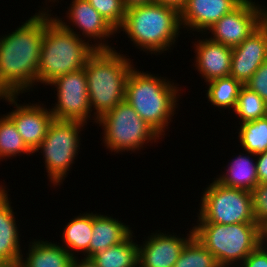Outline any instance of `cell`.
Segmentation results:
<instances>
[{"mask_svg": "<svg viewBox=\"0 0 267 267\" xmlns=\"http://www.w3.org/2000/svg\"><path fill=\"white\" fill-rule=\"evenodd\" d=\"M117 31L123 24L126 8L122 0H87Z\"/></svg>", "mask_w": 267, "mask_h": 267, "instance_id": "f1b7e54d", "label": "cell"}, {"mask_svg": "<svg viewBox=\"0 0 267 267\" xmlns=\"http://www.w3.org/2000/svg\"><path fill=\"white\" fill-rule=\"evenodd\" d=\"M96 124L102 130V146L114 155L124 152L137 154L149 144L153 146V143L163 141L126 101L100 116Z\"/></svg>", "mask_w": 267, "mask_h": 267, "instance_id": "52a82bcc", "label": "cell"}, {"mask_svg": "<svg viewBox=\"0 0 267 267\" xmlns=\"http://www.w3.org/2000/svg\"><path fill=\"white\" fill-rule=\"evenodd\" d=\"M193 235L221 267H238L263 242L257 223H192Z\"/></svg>", "mask_w": 267, "mask_h": 267, "instance_id": "8992f818", "label": "cell"}, {"mask_svg": "<svg viewBox=\"0 0 267 267\" xmlns=\"http://www.w3.org/2000/svg\"><path fill=\"white\" fill-rule=\"evenodd\" d=\"M87 124L77 120L54 119L50 124L45 139L33 151L43 156L44 172H47L48 186H62L71 173L72 165L80 154L81 132ZM38 153V154H37ZM41 153V154H40ZM79 153V154H78ZM70 171V172H69ZM62 184V185H61ZM52 185V186H51Z\"/></svg>", "mask_w": 267, "mask_h": 267, "instance_id": "ba28073f", "label": "cell"}, {"mask_svg": "<svg viewBox=\"0 0 267 267\" xmlns=\"http://www.w3.org/2000/svg\"><path fill=\"white\" fill-rule=\"evenodd\" d=\"M238 125L267 116V103L255 92L243 85L240 89L235 109L231 111Z\"/></svg>", "mask_w": 267, "mask_h": 267, "instance_id": "4316f807", "label": "cell"}, {"mask_svg": "<svg viewBox=\"0 0 267 267\" xmlns=\"http://www.w3.org/2000/svg\"><path fill=\"white\" fill-rule=\"evenodd\" d=\"M238 267H267V245L262 242Z\"/></svg>", "mask_w": 267, "mask_h": 267, "instance_id": "1f68e13d", "label": "cell"}, {"mask_svg": "<svg viewBox=\"0 0 267 267\" xmlns=\"http://www.w3.org/2000/svg\"><path fill=\"white\" fill-rule=\"evenodd\" d=\"M241 152L232 155L234 158L228 160L225 168L222 167L224 172L220 171L221 174L214 178L224 186L252 192L259 185L256 155L243 149Z\"/></svg>", "mask_w": 267, "mask_h": 267, "instance_id": "44dd1931", "label": "cell"}, {"mask_svg": "<svg viewBox=\"0 0 267 267\" xmlns=\"http://www.w3.org/2000/svg\"><path fill=\"white\" fill-rule=\"evenodd\" d=\"M267 60V27L262 24L239 45L232 47L230 76L245 85Z\"/></svg>", "mask_w": 267, "mask_h": 267, "instance_id": "e0dca14e", "label": "cell"}, {"mask_svg": "<svg viewBox=\"0 0 267 267\" xmlns=\"http://www.w3.org/2000/svg\"><path fill=\"white\" fill-rule=\"evenodd\" d=\"M47 86L51 87L54 94L57 92L54 96L56 102L52 103V106L49 105L54 119L77 120L85 124L93 122L96 126L91 113L84 68L61 75Z\"/></svg>", "mask_w": 267, "mask_h": 267, "instance_id": "8fae6325", "label": "cell"}, {"mask_svg": "<svg viewBox=\"0 0 267 267\" xmlns=\"http://www.w3.org/2000/svg\"><path fill=\"white\" fill-rule=\"evenodd\" d=\"M70 267H97L91 259L76 257Z\"/></svg>", "mask_w": 267, "mask_h": 267, "instance_id": "e575fe53", "label": "cell"}, {"mask_svg": "<svg viewBox=\"0 0 267 267\" xmlns=\"http://www.w3.org/2000/svg\"><path fill=\"white\" fill-rule=\"evenodd\" d=\"M263 10V24L267 27V7L262 5Z\"/></svg>", "mask_w": 267, "mask_h": 267, "instance_id": "74e56055", "label": "cell"}, {"mask_svg": "<svg viewBox=\"0 0 267 267\" xmlns=\"http://www.w3.org/2000/svg\"><path fill=\"white\" fill-rule=\"evenodd\" d=\"M0 267H21L19 262L0 263Z\"/></svg>", "mask_w": 267, "mask_h": 267, "instance_id": "8d00e7d4", "label": "cell"}, {"mask_svg": "<svg viewBox=\"0 0 267 267\" xmlns=\"http://www.w3.org/2000/svg\"><path fill=\"white\" fill-rule=\"evenodd\" d=\"M259 3L261 1L244 0L212 25L205 32L206 36L229 47L239 45L263 24L262 4Z\"/></svg>", "mask_w": 267, "mask_h": 267, "instance_id": "7c38bea8", "label": "cell"}, {"mask_svg": "<svg viewBox=\"0 0 267 267\" xmlns=\"http://www.w3.org/2000/svg\"><path fill=\"white\" fill-rule=\"evenodd\" d=\"M134 234L133 232L122 243L100 251L90 259L97 267H138L139 247Z\"/></svg>", "mask_w": 267, "mask_h": 267, "instance_id": "603a6c76", "label": "cell"}, {"mask_svg": "<svg viewBox=\"0 0 267 267\" xmlns=\"http://www.w3.org/2000/svg\"><path fill=\"white\" fill-rule=\"evenodd\" d=\"M20 95H3L0 101L13 106L5 114L14 122L16 129L27 147L33 152L45 139L48 128L54 117L46 102L20 103ZM45 104V105H44ZM48 106V108H47Z\"/></svg>", "mask_w": 267, "mask_h": 267, "instance_id": "4fadbf2b", "label": "cell"}, {"mask_svg": "<svg viewBox=\"0 0 267 267\" xmlns=\"http://www.w3.org/2000/svg\"><path fill=\"white\" fill-rule=\"evenodd\" d=\"M74 217V218H73ZM67 225H64L62 236L59 241L74 258L80 257L89 259V245L93 229V212H83L73 216ZM77 253V254H76Z\"/></svg>", "mask_w": 267, "mask_h": 267, "instance_id": "7402d4cb", "label": "cell"}, {"mask_svg": "<svg viewBox=\"0 0 267 267\" xmlns=\"http://www.w3.org/2000/svg\"><path fill=\"white\" fill-rule=\"evenodd\" d=\"M161 76L135 66L126 81L125 101L164 139L178 114L183 87L175 79Z\"/></svg>", "mask_w": 267, "mask_h": 267, "instance_id": "7a4b0ae2", "label": "cell"}, {"mask_svg": "<svg viewBox=\"0 0 267 267\" xmlns=\"http://www.w3.org/2000/svg\"><path fill=\"white\" fill-rule=\"evenodd\" d=\"M38 7L40 9L15 30L0 35V91L4 95H21L24 98L23 94L30 95L37 89L45 5Z\"/></svg>", "mask_w": 267, "mask_h": 267, "instance_id": "6da1fadb", "label": "cell"}, {"mask_svg": "<svg viewBox=\"0 0 267 267\" xmlns=\"http://www.w3.org/2000/svg\"><path fill=\"white\" fill-rule=\"evenodd\" d=\"M95 211V213H94ZM93 211V229L89 259L100 251L125 241L133 232L130 225L109 214ZM114 217V218H113Z\"/></svg>", "mask_w": 267, "mask_h": 267, "instance_id": "d6986e66", "label": "cell"}, {"mask_svg": "<svg viewBox=\"0 0 267 267\" xmlns=\"http://www.w3.org/2000/svg\"><path fill=\"white\" fill-rule=\"evenodd\" d=\"M122 53L119 49H97L84 66L95 121L125 101L126 81L137 65H134V59Z\"/></svg>", "mask_w": 267, "mask_h": 267, "instance_id": "277c9868", "label": "cell"}, {"mask_svg": "<svg viewBox=\"0 0 267 267\" xmlns=\"http://www.w3.org/2000/svg\"><path fill=\"white\" fill-rule=\"evenodd\" d=\"M3 184V185H2ZM0 183V263L19 262L22 254L20 223L12 207L10 189Z\"/></svg>", "mask_w": 267, "mask_h": 267, "instance_id": "ac0fdd59", "label": "cell"}, {"mask_svg": "<svg viewBox=\"0 0 267 267\" xmlns=\"http://www.w3.org/2000/svg\"><path fill=\"white\" fill-rule=\"evenodd\" d=\"M4 94L0 91V98L3 96Z\"/></svg>", "mask_w": 267, "mask_h": 267, "instance_id": "ab89813d", "label": "cell"}, {"mask_svg": "<svg viewBox=\"0 0 267 267\" xmlns=\"http://www.w3.org/2000/svg\"><path fill=\"white\" fill-rule=\"evenodd\" d=\"M205 85L207 89L205 90V98L208 99L206 103L210 102V105H213V108L217 107L220 113L226 109L230 113L231 110L235 109L240 89L243 86L241 82L235 80L232 76H227L212 80Z\"/></svg>", "mask_w": 267, "mask_h": 267, "instance_id": "cb8c5ba5", "label": "cell"}, {"mask_svg": "<svg viewBox=\"0 0 267 267\" xmlns=\"http://www.w3.org/2000/svg\"><path fill=\"white\" fill-rule=\"evenodd\" d=\"M34 156L18 133L14 122L6 115H0V162L23 155ZM14 157V158H13Z\"/></svg>", "mask_w": 267, "mask_h": 267, "instance_id": "484cf974", "label": "cell"}, {"mask_svg": "<svg viewBox=\"0 0 267 267\" xmlns=\"http://www.w3.org/2000/svg\"><path fill=\"white\" fill-rule=\"evenodd\" d=\"M32 238L27 241L20 258L21 267H70L74 257L58 242H49L48 239ZM45 240V241H44ZM25 253V254H24ZM25 255V256H23ZM25 257V258H24Z\"/></svg>", "mask_w": 267, "mask_h": 267, "instance_id": "ffe728a7", "label": "cell"}, {"mask_svg": "<svg viewBox=\"0 0 267 267\" xmlns=\"http://www.w3.org/2000/svg\"><path fill=\"white\" fill-rule=\"evenodd\" d=\"M52 10L45 7V29L37 71L38 85L47 87L54 79L84 68L88 58L97 50L87 40L65 29Z\"/></svg>", "mask_w": 267, "mask_h": 267, "instance_id": "5b68a950", "label": "cell"}, {"mask_svg": "<svg viewBox=\"0 0 267 267\" xmlns=\"http://www.w3.org/2000/svg\"><path fill=\"white\" fill-rule=\"evenodd\" d=\"M182 30L178 9L154 3L126 10L124 22L117 33L123 31L122 34L127 36L125 39L128 38L139 51L158 56L177 47Z\"/></svg>", "mask_w": 267, "mask_h": 267, "instance_id": "3957f363", "label": "cell"}, {"mask_svg": "<svg viewBox=\"0 0 267 267\" xmlns=\"http://www.w3.org/2000/svg\"><path fill=\"white\" fill-rule=\"evenodd\" d=\"M186 230H189L185 232L187 236L181 232L177 235L173 230H151L142 238L143 242L138 241V267H174L184 245L193 236L192 227Z\"/></svg>", "mask_w": 267, "mask_h": 267, "instance_id": "5bb4252c", "label": "cell"}, {"mask_svg": "<svg viewBox=\"0 0 267 267\" xmlns=\"http://www.w3.org/2000/svg\"><path fill=\"white\" fill-rule=\"evenodd\" d=\"M61 1L45 0L44 3L48 8H55L54 6H58L56 3ZM67 9L66 13H62L66 14L64 16L65 18L63 16H61V18L60 15L57 16V14L53 15L54 19H56L65 29L73 32L78 37L87 40L96 49H118L117 47L112 46L114 43H110L115 39L117 31L87 0H71ZM110 38L114 39L108 41Z\"/></svg>", "mask_w": 267, "mask_h": 267, "instance_id": "30bf717a", "label": "cell"}, {"mask_svg": "<svg viewBox=\"0 0 267 267\" xmlns=\"http://www.w3.org/2000/svg\"><path fill=\"white\" fill-rule=\"evenodd\" d=\"M202 190L196 223H256L250 191L220 184L215 178ZM196 220V221H195Z\"/></svg>", "mask_w": 267, "mask_h": 267, "instance_id": "9c48e42d", "label": "cell"}, {"mask_svg": "<svg viewBox=\"0 0 267 267\" xmlns=\"http://www.w3.org/2000/svg\"><path fill=\"white\" fill-rule=\"evenodd\" d=\"M263 242L267 245V226L263 228Z\"/></svg>", "mask_w": 267, "mask_h": 267, "instance_id": "f35d334b", "label": "cell"}, {"mask_svg": "<svg viewBox=\"0 0 267 267\" xmlns=\"http://www.w3.org/2000/svg\"><path fill=\"white\" fill-rule=\"evenodd\" d=\"M245 85L267 103V60L255 71Z\"/></svg>", "mask_w": 267, "mask_h": 267, "instance_id": "4dcf8cb0", "label": "cell"}, {"mask_svg": "<svg viewBox=\"0 0 267 267\" xmlns=\"http://www.w3.org/2000/svg\"><path fill=\"white\" fill-rule=\"evenodd\" d=\"M174 267H221L215 256L193 235L184 245Z\"/></svg>", "mask_w": 267, "mask_h": 267, "instance_id": "83f0119b", "label": "cell"}, {"mask_svg": "<svg viewBox=\"0 0 267 267\" xmlns=\"http://www.w3.org/2000/svg\"><path fill=\"white\" fill-rule=\"evenodd\" d=\"M198 38H197V37ZM192 41L194 50L193 70H197L205 83L230 76L232 47L211 40L206 34H196Z\"/></svg>", "mask_w": 267, "mask_h": 267, "instance_id": "9a60e30c", "label": "cell"}, {"mask_svg": "<svg viewBox=\"0 0 267 267\" xmlns=\"http://www.w3.org/2000/svg\"><path fill=\"white\" fill-rule=\"evenodd\" d=\"M243 1L187 0L184 7L180 10L181 25L182 29H184L183 33L193 34V36L197 33L198 35L205 34L221 17L231 13Z\"/></svg>", "mask_w": 267, "mask_h": 267, "instance_id": "2e32d148", "label": "cell"}, {"mask_svg": "<svg viewBox=\"0 0 267 267\" xmlns=\"http://www.w3.org/2000/svg\"><path fill=\"white\" fill-rule=\"evenodd\" d=\"M187 0H155L156 3L167 5L178 9L179 11L184 7Z\"/></svg>", "mask_w": 267, "mask_h": 267, "instance_id": "d590c367", "label": "cell"}, {"mask_svg": "<svg viewBox=\"0 0 267 267\" xmlns=\"http://www.w3.org/2000/svg\"><path fill=\"white\" fill-rule=\"evenodd\" d=\"M257 176L260 183H267V151L256 155Z\"/></svg>", "mask_w": 267, "mask_h": 267, "instance_id": "d6a6232c", "label": "cell"}, {"mask_svg": "<svg viewBox=\"0 0 267 267\" xmlns=\"http://www.w3.org/2000/svg\"><path fill=\"white\" fill-rule=\"evenodd\" d=\"M251 194L255 221L263 229L267 226V183H260Z\"/></svg>", "mask_w": 267, "mask_h": 267, "instance_id": "f546056e", "label": "cell"}, {"mask_svg": "<svg viewBox=\"0 0 267 267\" xmlns=\"http://www.w3.org/2000/svg\"><path fill=\"white\" fill-rule=\"evenodd\" d=\"M126 10L142 5H149L156 3L155 0H122Z\"/></svg>", "mask_w": 267, "mask_h": 267, "instance_id": "836d02e7", "label": "cell"}, {"mask_svg": "<svg viewBox=\"0 0 267 267\" xmlns=\"http://www.w3.org/2000/svg\"><path fill=\"white\" fill-rule=\"evenodd\" d=\"M237 129L238 147L259 155L267 151V116L254 121L244 122Z\"/></svg>", "mask_w": 267, "mask_h": 267, "instance_id": "d4e9b609", "label": "cell"}]
</instances>
